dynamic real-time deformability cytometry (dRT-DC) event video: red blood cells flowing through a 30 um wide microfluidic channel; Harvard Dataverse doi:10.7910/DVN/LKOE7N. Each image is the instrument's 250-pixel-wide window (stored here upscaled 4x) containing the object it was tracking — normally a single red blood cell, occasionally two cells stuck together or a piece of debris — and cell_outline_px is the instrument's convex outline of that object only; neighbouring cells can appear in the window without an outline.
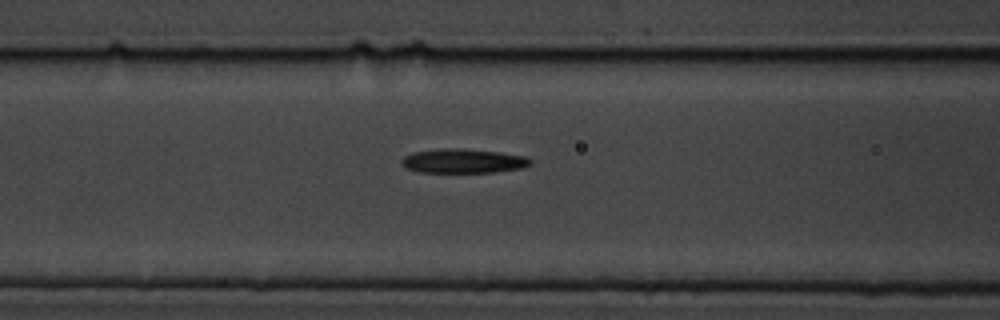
{"species": "common noctule bat (a hibernating species)", "species_latin": "Nyctalus noctula", "temperature_condition": "cold", "stored_images_in_passage": 3, "camera_frame_rate_fps": 3000, "um_per_image_px": 0.085, "animal": {"sex": "male", "body_mass_g": 19.5, "forearm_length_mm": 54.6}, "frame": {"image": 1, "passage_image": 3, "time_ms": 3.333, "image_size_px": [1000, 320], "cell_outline_px": [[532, 164], [524, 168], [496, 172], [420, 172], [404, 168], [400, 164], [400, 160], [404, 156], [412, 152], [444, 148], [464, 148], [500, 152], [524, 156], [532, 160]], "centroid_in_image_um": [39.36, 13.68], "position_along_channel_um": 127.2, "area_um2": 18.5}}